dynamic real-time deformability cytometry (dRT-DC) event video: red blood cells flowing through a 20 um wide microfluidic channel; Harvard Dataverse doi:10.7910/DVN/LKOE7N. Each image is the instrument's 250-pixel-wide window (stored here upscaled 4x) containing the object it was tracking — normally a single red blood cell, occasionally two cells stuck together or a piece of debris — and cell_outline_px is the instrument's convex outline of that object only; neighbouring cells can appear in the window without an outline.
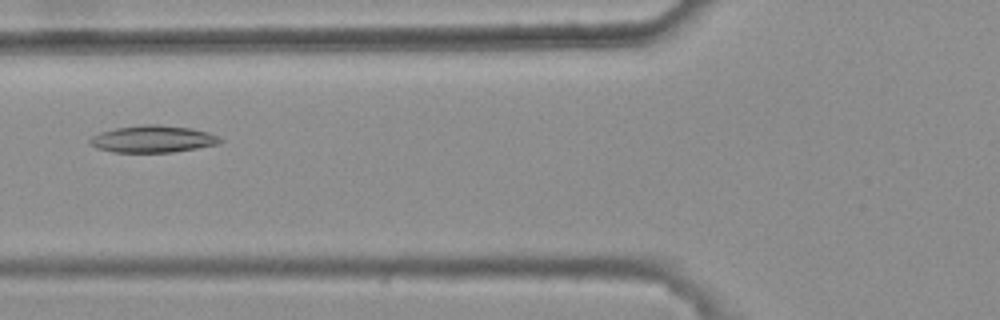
{"species": "common noctule bat (a hibernating species)", "species_latin": "Nyctalus noctula", "temperature_condition": "warm", "stored_images_in_passage": 5, "camera_frame_rate_fps": 3000, "um_per_image_px": 0.085, "animal": {"sex": "female", "body_mass_g": 25.1}, "frame": {"image": 1, "passage_image": 5, "time_ms": 1.333, "image_size_px": [1000, 320], "cell_outline_px": [[224, 140], [220, 144], [172, 152], [112, 152], [96, 148], [88, 144], [88, 140], [92, 136], [100, 132], [116, 128], [140, 124], [156, 124], [192, 128], [208, 132], [220, 136]], "centroid_in_image_um": [12.99, 11.81], "position_along_channel_um": 112.8, "area_um2": 20.75}}